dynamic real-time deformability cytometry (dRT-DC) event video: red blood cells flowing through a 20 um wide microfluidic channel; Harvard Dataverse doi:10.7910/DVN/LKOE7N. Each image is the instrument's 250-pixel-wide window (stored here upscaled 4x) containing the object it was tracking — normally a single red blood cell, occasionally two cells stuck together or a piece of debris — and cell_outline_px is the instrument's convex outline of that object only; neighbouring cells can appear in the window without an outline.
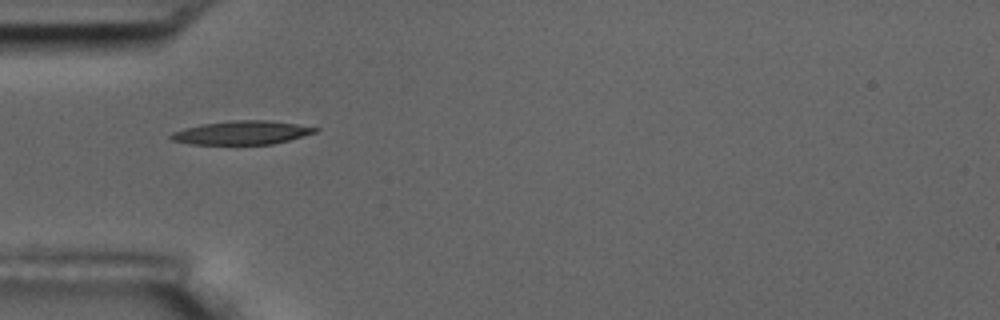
{"species": "common noctule bat (a hibernating species)", "species_latin": "Nyctalus noctula", "temperature_condition": "room temperature", "stored_images_in_passage": 9, "camera_frame_rate_fps": 3000, "um_per_image_px": 0.085, "animal": {"sex": "male", "body_mass_g": 17.5, "forearm_length_mm": 52.3}, "frame": {"image": 1, "passage_image": 1, "time_ms": 0.0, "image_size_px": [1000, 320], "cell_outline_px": [[320, 128], [316, 132], [288, 140], [272, 144], [192, 144], [172, 140], [168, 136], [172, 132], [184, 128], [200, 124], [232, 120], [268, 120], [296, 124]], "centroid_in_image_um": [20.52, 11.27], "position_along_channel_um": 64.5, "area_um2": 19.77}}
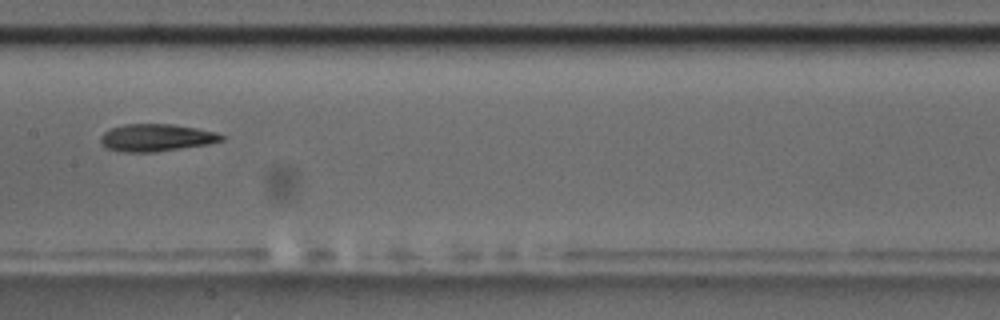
{"frame": {"image": 2, "passage_image": 4, "time_ms": 3.667, "image_size_px": [1000, 320], "cell_outline_px": [[224, 140], [208, 144], [156, 152], [124, 152], [108, 148], [100, 140], [100, 136], [104, 132], [112, 128], [124, 124], [172, 124], [196, 128], [216, 132], [224, 136]], "centroid_in_image_um": [13.3, 11.7], "position_along_channel_um": 194.1, "area_um2": 19.13}}
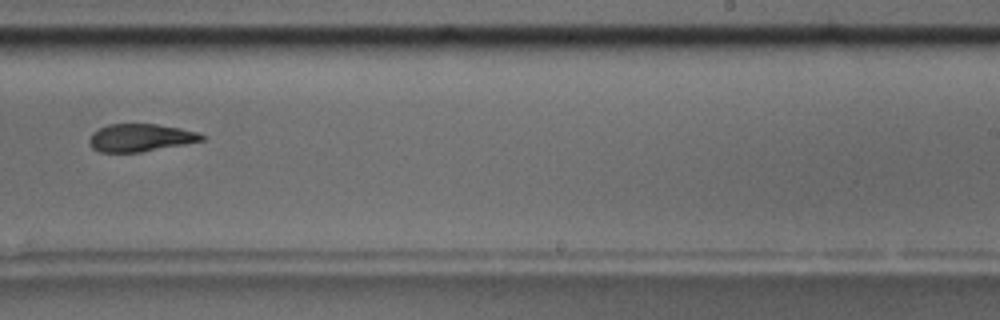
{"frame": {"image": 3, "passage_image": 6, "time_ms": 6.0, "image_size_px": [1000, 320], "cell_outline_px": [[208, 136], [204, 140], [184, 144], [140, 152], [100, 152], [92, 148], [88, 144], [88, 140], [92, 132], [108, 124], [156, 124], [180, 128], [200, 132]], "centroid_in_image_um": [11.95, 11.7], "position_along_channel_um": 277.1, "area_um2": 18.26}}